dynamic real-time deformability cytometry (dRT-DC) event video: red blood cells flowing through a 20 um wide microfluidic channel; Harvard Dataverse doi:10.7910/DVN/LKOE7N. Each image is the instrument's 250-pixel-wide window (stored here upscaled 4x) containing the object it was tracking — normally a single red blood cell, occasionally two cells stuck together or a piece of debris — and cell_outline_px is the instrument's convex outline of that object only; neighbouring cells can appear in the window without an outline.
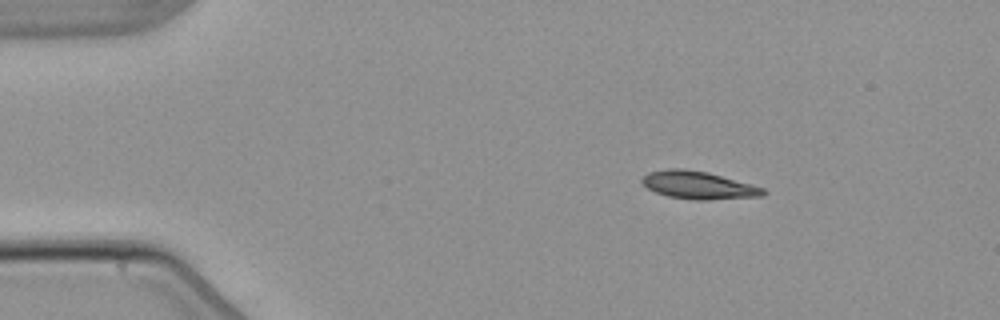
{"species": "common noctule bat (a hibernating species)", "species_latin": "Nyctalus noctula", "temperature_condition": "warm", "stored_images_in_passage": 3, "camera_frame_rate_fps": 3000, "um_per_image_px": 0.085, "animal": {"sex": "male", "body_mass_g": 21.5, "forearm_length_mm": 52.0}, "frame": {"image": 1, "passage_image": 2, "time_ms": 1.333, "image_size_px": [1000, 320], "cell_outline_px": [[768, 192], [764, 196], [708, 200], [692, 200], [668, 196], [656, 192], [648, 188], [640, 180], [648, 172], [668, 168], [680, 168], [708, 172], [752, 184], [764, 188]], "centroid_in_image_um": [59.4, 15.74], "position_along_channel_um": 25.6, "area_um2": 19.71}}